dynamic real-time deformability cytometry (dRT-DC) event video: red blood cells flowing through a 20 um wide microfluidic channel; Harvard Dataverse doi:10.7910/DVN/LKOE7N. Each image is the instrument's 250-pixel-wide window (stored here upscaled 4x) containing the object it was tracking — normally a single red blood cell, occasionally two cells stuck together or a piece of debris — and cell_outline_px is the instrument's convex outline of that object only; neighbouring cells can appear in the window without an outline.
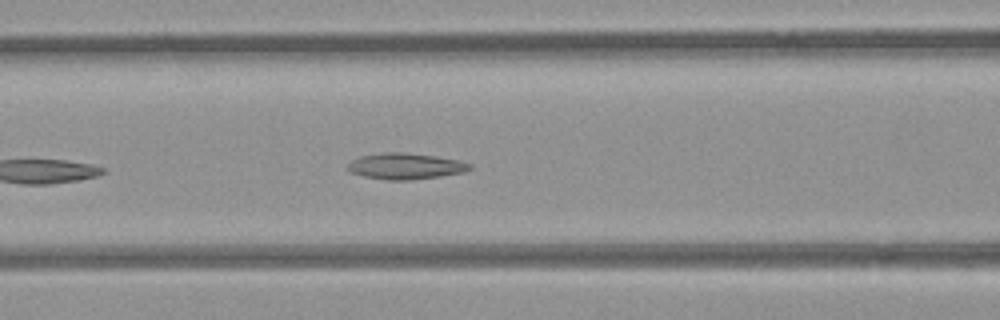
{"species": "common noctule bat (a hibernating species)", "species_latin": "Nyctalus noctula", "temperature_condition": "room temperature", "stored_images_in_passage": 40, "camera_frame_rate_fps": 3000, "um_per_image_px": 0.085, "animal": {"sex": "female", "body_mass_g": 21.9}, "frame": {"image": 1, "passage_image": 8, "time_ms": 2.333, "image_size_px": [1000, 320], "cell_outline_px": [[472, 168], [464, 172], [440, 176], [412, 180], [388, 180], [364, 176], [348, 172], [344, 168], [352, 160], [360, 156], [384, 152], [404, 152], [436, 156], [460, 160], [472, 164]], "centroid_in_image_um": [34.45, 14.12], "position_along_channel_um": 132.2, "area_um2": 18.79}}
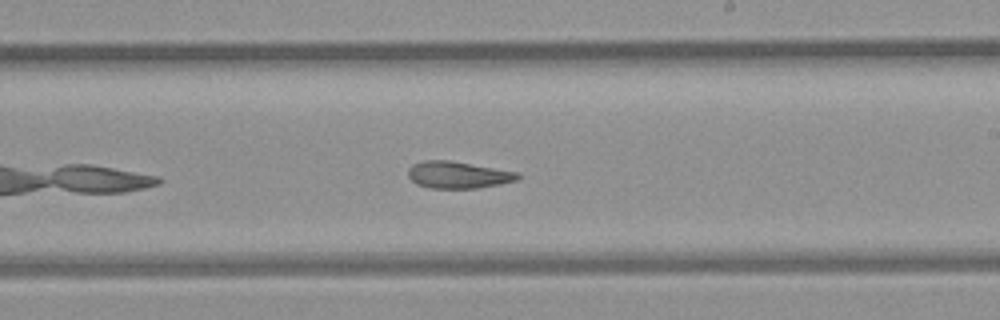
{"frame": {"image": 2, "passage_image": 17, "time_ms": 5.333, "image_size_px": [1000, 320], "cell_outline_px": [[520, 176], [516, 180], [500, 184], [476, 188], [428, 188], [416, 184], [408, 176], [408, 168], [412, 164], [424, 160], [448, 160], [520, 172]], "centroid_in_image_um": [38.91, 14.86], "position_along_channel_um": 250.1, "area_um2": 17.22}}
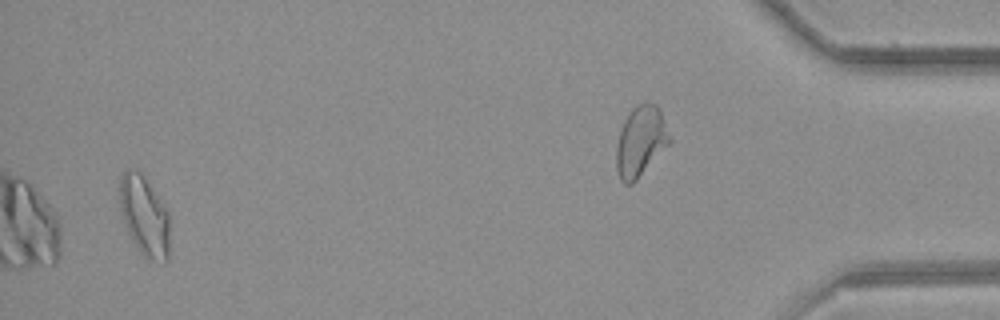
{"frame": {"image": 3, "passage_image": 37, "time_ms": 12.0, "image_size_px": [1000, 320], "cell_outline_px": [[168, 260], [164, 264], [152, 260], [144, 256], [140, 252], [132, 240], [124, 224], [120, 212], [120, 176], [128, 168], [140, 172], [160, 200], [168, 212]], "centroid_in_image_um": [12.25, 18.39], "position_along_channel_um": 422.9, "area_um2": 23.0}, "authors_computed_cell_mechanics": {"area_um2": 18.5538, "velocity_mm_per_s": 3.9397, "shape_relaxation_time_tau1_ms": null, "shape_relaxation_time_tau2_ms": 5.5797, "deformation_change_tau1": null, "deformation_change_tau2": 0.1459}}